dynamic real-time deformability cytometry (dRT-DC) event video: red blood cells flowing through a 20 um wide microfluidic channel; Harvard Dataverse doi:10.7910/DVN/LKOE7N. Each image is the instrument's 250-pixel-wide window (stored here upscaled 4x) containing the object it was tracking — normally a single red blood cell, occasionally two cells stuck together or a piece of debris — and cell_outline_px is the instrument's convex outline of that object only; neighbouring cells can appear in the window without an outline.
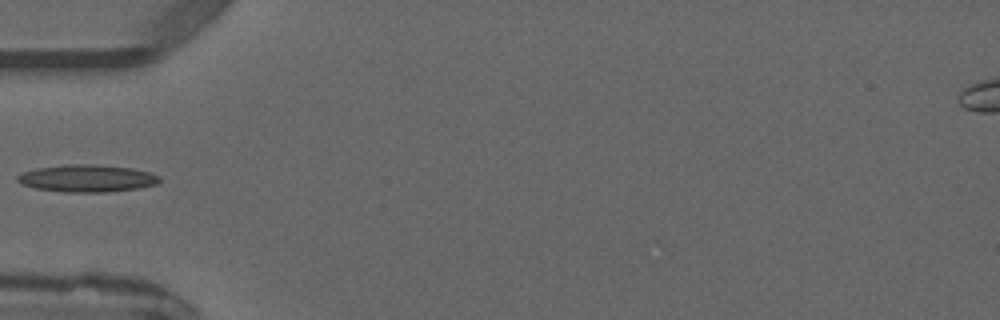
{"species": "common noctule bat (a hibernating species)", "species_latin": "Nyctalus noctula", "temperature_condition": "warm", "stored_images_in_passage": 3, "camera_frame_rate_fps": 3000, "um_per_image_px": 0.085, "animal": {"sex": "male", "forearm_length_mm": 52.5}, "frame": {"image": 1, "passage_image": 3, "time_ms": 2.333, "image_size_px": [1000, 320], "cell_outline_px": [[160, 180], [156, 184], [136, 188], [108, 192], [64, 192], [36, 188], [24, 184], [16, 180], [16, 176], [24, 172], [36, 168], [64, 164], [96, 164], [132, 168], [148, 172], [160, 176]], "centroid_in_image_um": [7.39, 15.15], "position_along_channel_um": 77.6, "area_um2": 22.48}}